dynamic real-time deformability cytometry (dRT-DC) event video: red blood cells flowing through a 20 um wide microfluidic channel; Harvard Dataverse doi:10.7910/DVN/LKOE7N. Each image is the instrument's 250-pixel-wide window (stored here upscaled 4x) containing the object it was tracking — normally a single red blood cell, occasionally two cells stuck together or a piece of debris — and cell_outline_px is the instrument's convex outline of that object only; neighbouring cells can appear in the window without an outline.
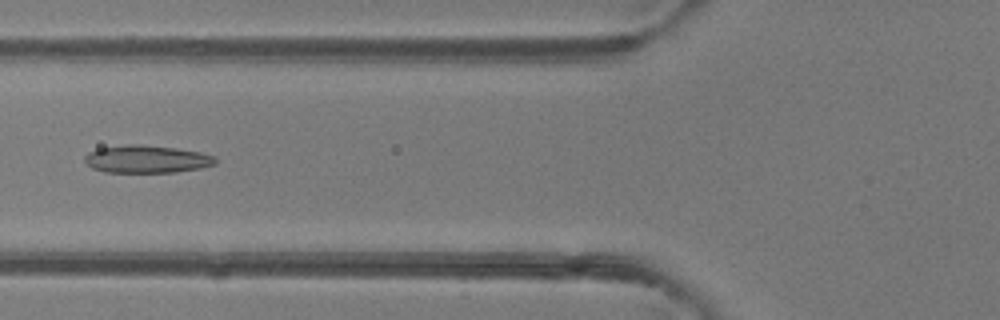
{"species": "common noctule bat (a hibernating species)", "species_latin": "Nyctalus noctula", "temperature_condition": "room temperature", "stored_images_in_passage": 6, "camera_frame_rate_fps": 3000, "um_per_image_px": 0.085, "animal": {"sex": "female"}, "frame": {"image": 1, "passage_image": 5, "time_ms": 4.667, "image_size_px": [1000, 320], "cell_outline_px": [[216, 164], [200, 168], [176, 172], [104, 172], [92, 168], [84, 160], [84, 156], [88, 152], [96, 148], [128, 144], [140, 144], [176, 148], [200, 152], [212, 156], [216, 160]], "centroid_in_image_um": [12.42, 13.52], "position_along_channel_um": 113.4, "area_um2": 21.1}}
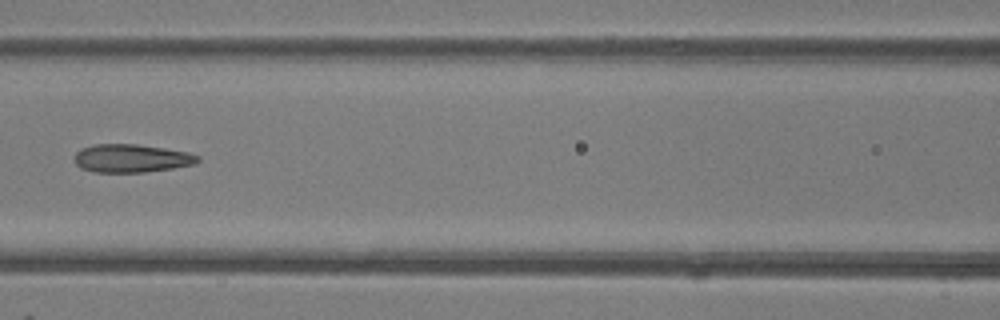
{"frame": {"image": 2, "passage_image": 6, "time_ms": 5.667, "image_size_px": [1000, 320], "cell_outline_px": [[200, 160], [196, 164], [172, 168], [144, 172], [96, 172], [80, 168], [72, 160], [76, 152], [80, 148], [92, 144], [136, 144], [164, 148], [188, 152], [200, 156]], "centroid_in_image_um": [11.14, 13.45], "position_along_channel_um": 155.5, "area_um2": 20.46}}